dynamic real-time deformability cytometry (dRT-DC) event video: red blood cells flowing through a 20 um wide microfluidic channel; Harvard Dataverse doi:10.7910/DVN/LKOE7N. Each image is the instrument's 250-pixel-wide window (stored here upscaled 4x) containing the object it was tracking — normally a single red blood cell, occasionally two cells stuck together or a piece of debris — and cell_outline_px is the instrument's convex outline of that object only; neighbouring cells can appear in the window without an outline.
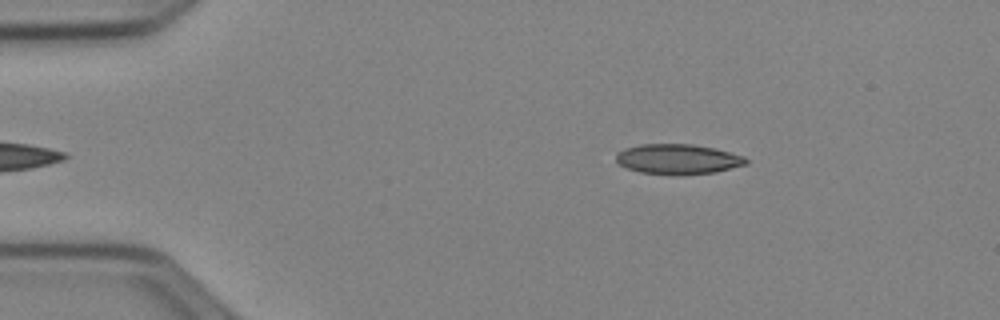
{"species": "Egyptian fruit bat (a non-hibernating species)", "species_latin": "Rousettus aegyptiacus", "temperature_condition": "cold", "stored_images_in_passage": 45, "camera_frame_rate_fps": 3000, "um_per_image_px": 0.085, "animal": {"sex": "female"}, "frame": {"image": 1, "passage_image": 2, "time_ms": 0.333, "image_size_px": [1000, 320], "cell_outline_px": [[748, 164], [712, 172], [640, 172], [628, 168], [620, 164], [616, 160], [616, 152], [624, 148], [640, 144], [692, 144], [712, 148], [744, 156], [748, 160]], "centroid_in_image_um": [57.59, 13.47], "position_along_channel_um": 27.4, "area_um2": 21.73}}
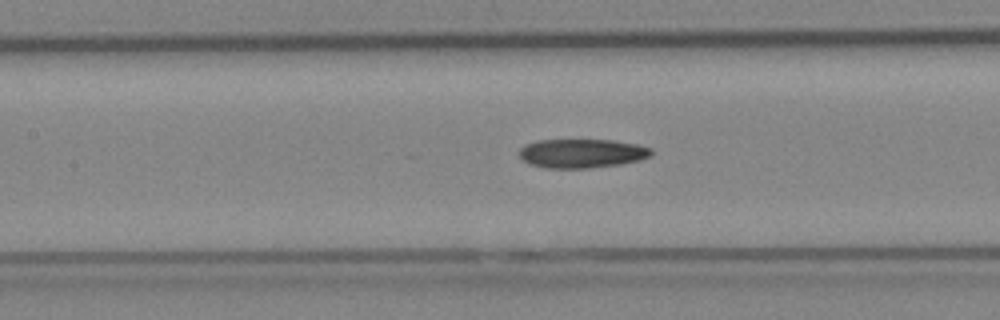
{"frame": {"image": 2, "passage_image": 17, "time_ms": 5.333, "image_size_px": [1000, 320], "cell_outline_px": [[652, 156], [640, 160], [620, 164], [588, 168], [548, 168], [532, 164], [524, 160], [520, 156], [520, 148], [524, 144], [536, 140], [612, 140], [636, 144], [652, 148]], "centroid_in_image_um": [49.48, 13.03], "position_along_channel_um": 157.9, "area_um2": 22.25}}
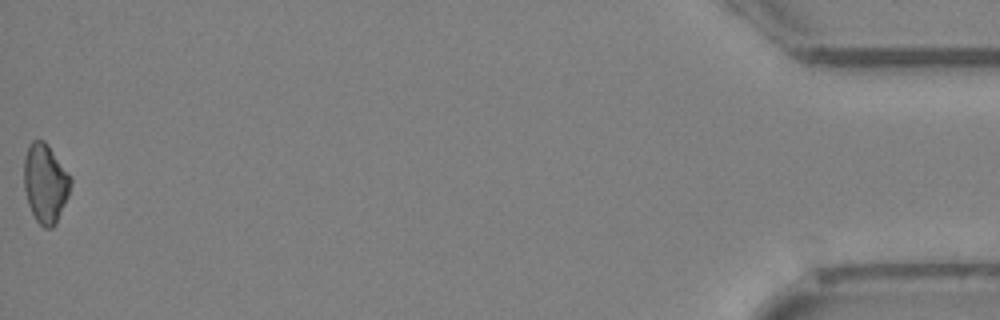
{"frame": {"image": 3, "passage_image": 45, "time_ms": 14.667, "image_size_px": [1000, 320], "cell_outline_px": [[72, 184], [68, 196], [56, 224], [52, 228], [44, 228], [36, 220], [28, 204], [24, 188], [24, 156], [28, 144], [32, 140], [44, 140], [48, 144], [72, 180]], "centroid_in_image_um": [3.84, 15.57], "position_along_channel_um": 431.4, "area_um2": 21.5}}